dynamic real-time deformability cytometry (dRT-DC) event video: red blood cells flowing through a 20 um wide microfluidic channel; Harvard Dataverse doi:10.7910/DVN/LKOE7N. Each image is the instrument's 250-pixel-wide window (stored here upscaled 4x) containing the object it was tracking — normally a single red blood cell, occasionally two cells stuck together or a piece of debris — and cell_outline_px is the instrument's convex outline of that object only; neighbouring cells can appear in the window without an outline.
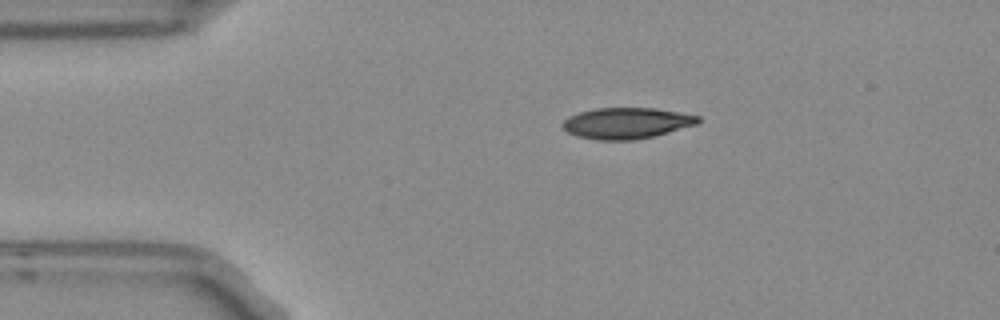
{"species": "Egyptian fruit bat (a non-hibernating species)", "species_latin": "Rousettus aegyptiacus", "temperature_condition": "room temperature", "stored_images_in_passage": 2, "camera_frame_rate_fps": 3000, "um_per_image_px": 0.085, "frame": {"image": 1, "passage_image": 1, "time_ms": 0.0, "image_size_px": [1000, 320], "cell_outline_px": [[700, 124], [652, 136], [632, 140], [596, 140], [576, 136], [568, 132], [560, 124], [568, 116], [580, 112], [596, 108], [656, 108], [700, 116]], "centroid_in_image_um": [53.26, 10.46], "position_along_channel_um": 31.7, "area_um2": 24.57}}